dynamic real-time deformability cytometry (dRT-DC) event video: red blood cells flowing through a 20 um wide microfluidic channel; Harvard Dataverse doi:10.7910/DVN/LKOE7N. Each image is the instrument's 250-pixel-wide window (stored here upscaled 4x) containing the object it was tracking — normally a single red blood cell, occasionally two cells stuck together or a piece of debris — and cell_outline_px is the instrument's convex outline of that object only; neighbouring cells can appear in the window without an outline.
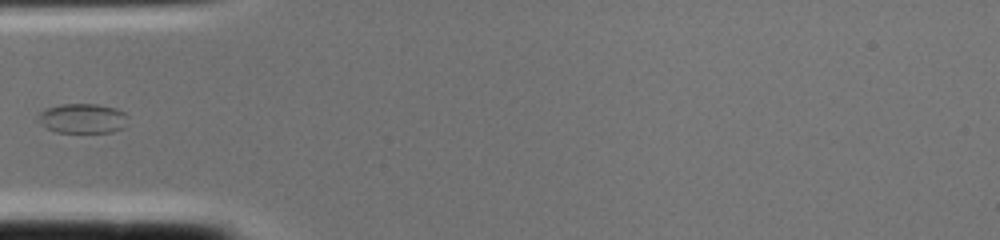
{"species": "common noctule bat (a hibernating species)", "species_latin": "Nyctalus noctula", "temperature_condition": "cold", "stored_images_in_passage": 1, "camera_frame_rate_fps": 3000, "um_per_image_px": 0.085, "animal": {"sex": "female", "body_mass_g": 22.0, "forearm_length_mm": 56.7}, "frame": {"image": 1, "passage_image": 1, "time_ms": 0.0, "image_size_px": [1000, 240], "cell_outline_px": [[124, 116], [120, 128], [112, 132], [56, 132], [44, 128], [36, 120], [36, 116], [44, 108], [60, 104], [96, 104], [116, 108], [124, 112]], "centroid_in_image_um": [6.86, 10.05], "position_along_channel_um": 78.1, "area_um2": 15.43}}